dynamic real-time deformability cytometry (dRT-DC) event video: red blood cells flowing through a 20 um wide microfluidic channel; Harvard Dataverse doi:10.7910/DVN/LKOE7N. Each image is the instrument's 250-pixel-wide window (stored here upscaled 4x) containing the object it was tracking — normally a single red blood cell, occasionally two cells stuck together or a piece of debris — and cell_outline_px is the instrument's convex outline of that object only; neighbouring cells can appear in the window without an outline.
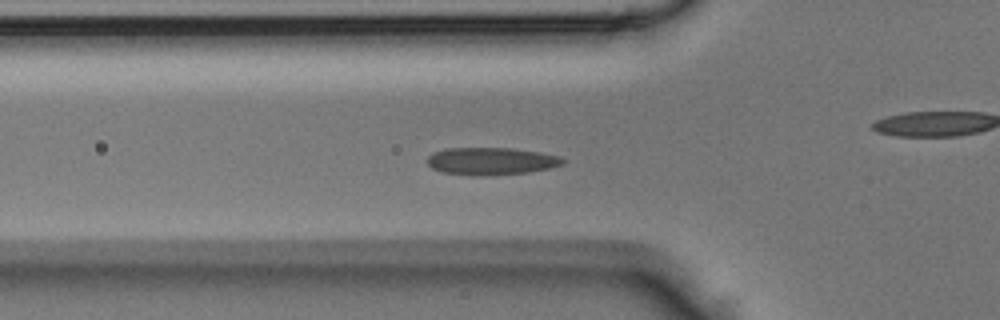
{"species": "Egyptian fruit bat (a non-hibernating species)", "species_latin": "Rousettus aegyptiacus", "temperature_condition": "room temperature", "stored_images_in_passage": 35, "camera_frame_rate_fps": 3000, "um_per_image_px": 0.085, "animal": {"sex": "male"}, "frame": {"image": 1, "passage_image": 14, "time_ms": 4.333, "image_size_px": [1000, 320], "cell_outline_px": [[564, 164], [548, 168], [528, 172], [484, 176], [472, 176], [440, 172], [432, 168], [428, 164], [428, 156], [436, 152], [448, 148], [512, 148], [540, 152], [560, 156], [564, 160]], "centroid_in_image_um": [41.74, 13.7], "position_along_channel_um": 84.1, "area_um2": 21.68}}
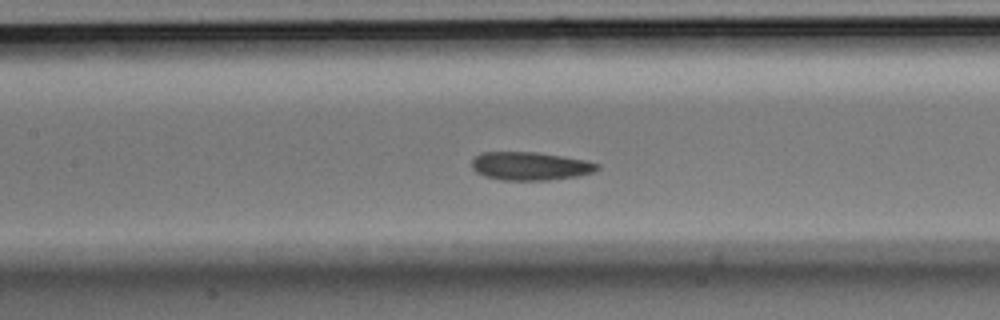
{"frame": {"image": 2, "passage_image": 19, "time_ms": 6.0, "image_size_px": [1000, 320], "cell_outline_px": [[600, 168], [592, 172], [576, 176], [548, 180], [500, 180], [484, 176], [476, 172], [472, 168], [472, 160], [480, 152], [536, 152], [584, 160], [600, 164]], "centroid_in_image_um": [45.03, 14.12], "position_along_channel_um": 162.4, "area_um2": 20.58}}
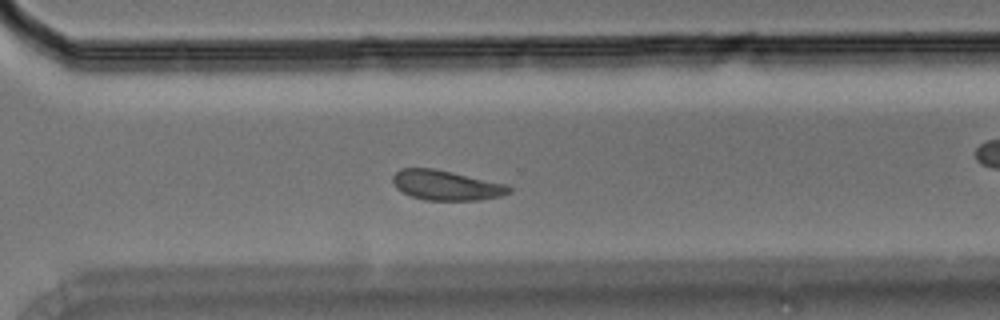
{"frame": {"image": 3, "passage_image": 30, "time_ms": 9.667, "image_size_px": [1000, 320], "cell_outline_px": [[512, 192], [500, 196], [480, 200], [424, 200], [412, 196], [396, 188], [392, 180], [392, 176], [400, 168], [436, 168], [508, 184], [512, 188]], "centroid_in_image_um": [37.96, 15.74], "position_along_channel_um": 332.6, "area_um2": 20.46}}